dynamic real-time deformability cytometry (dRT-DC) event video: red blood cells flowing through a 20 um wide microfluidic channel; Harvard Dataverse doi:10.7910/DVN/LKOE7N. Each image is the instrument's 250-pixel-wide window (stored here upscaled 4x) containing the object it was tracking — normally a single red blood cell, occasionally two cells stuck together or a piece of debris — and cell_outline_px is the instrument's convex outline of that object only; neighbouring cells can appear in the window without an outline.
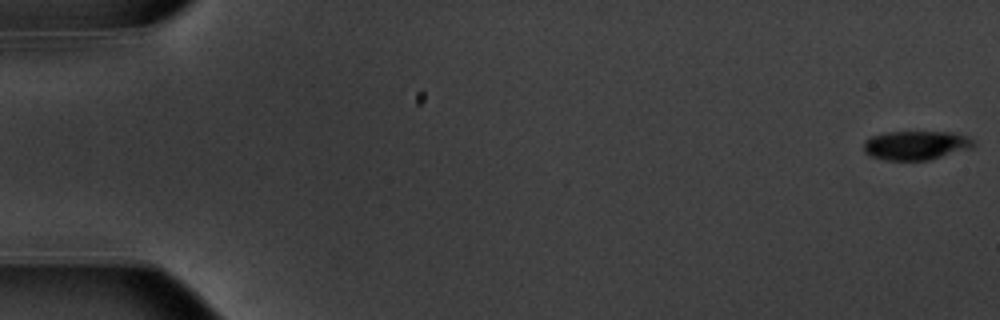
{"species": "common noctule bat (a hibernating species)", "species_latin": "Nyctalus noctula", "temperature_condition": "warm", "stored_images_in_passage": 35, "camera_frame_rate_fps": 3000, "um_per_image_px": 0.085, "animal": {"sex": "male", "body_mass_g": 20.1, "forearm_length_mm": 53.5}, "frame": {"image": 1, "passage_image": 1, "time_ms": 0.0, "image_size_px": [1000, 320], "cell_outline_px": [[976, 144], [972, 148], [928, 160], [884, 160], [872, 156], [864, 152], [864, 140], [872, 136], [888, 132], [952, 132], [968, 136]], "centroid_in_image_um": [77.86, 12.35], "position_along_channel_um": 7.1, "area_um2": 18.55}}
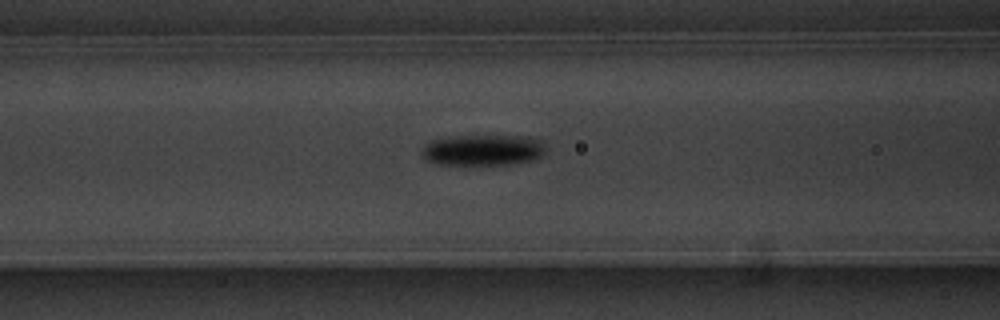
{"frame": {"image": 2, "passage_image": 23, "time_ms": 7.333, "image_size_px": [1000, 320], "cell_outline_px": [[544, 152], [540, 156], [532, 160], [508, 164], [436, 164], [428, 160], [420, 152], [424, 144], [432, 140], [460, 136], [516, 136], [536, 140], [544, 148]], "centroid_in_image_um": [40.96, 12.76], "position_along_channel_um": 125.6, "area_um2": 21.68}}
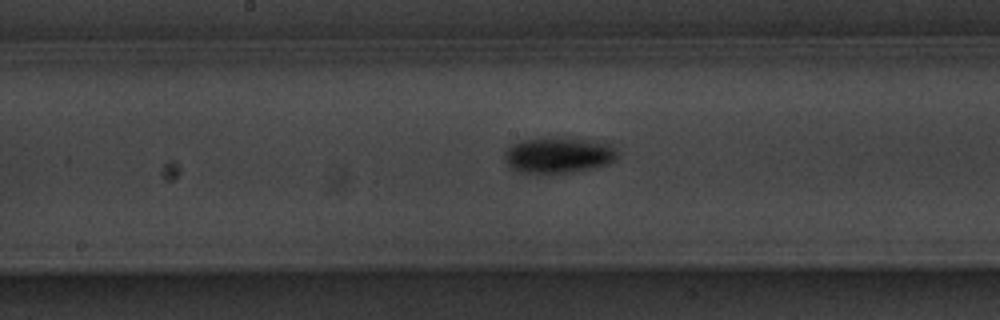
{"frame": {"image": 3, "passage_image": 29, "time_ms": 9.333, "image_size_px": [1000, 320], "cell_outline_px": [[616, 156], [608, 164], [592, 168], [572, 172], [520, 172], [512, 168], [508, 164], [504, 156], [508, 148], [512, 144], [520, 140], [584, 140], [608, 144], [616, 148]], "centroid_in_image_um": [47.45, 13.22], "position_along_channel_um": 200.7, "area_um2": 22.25}}